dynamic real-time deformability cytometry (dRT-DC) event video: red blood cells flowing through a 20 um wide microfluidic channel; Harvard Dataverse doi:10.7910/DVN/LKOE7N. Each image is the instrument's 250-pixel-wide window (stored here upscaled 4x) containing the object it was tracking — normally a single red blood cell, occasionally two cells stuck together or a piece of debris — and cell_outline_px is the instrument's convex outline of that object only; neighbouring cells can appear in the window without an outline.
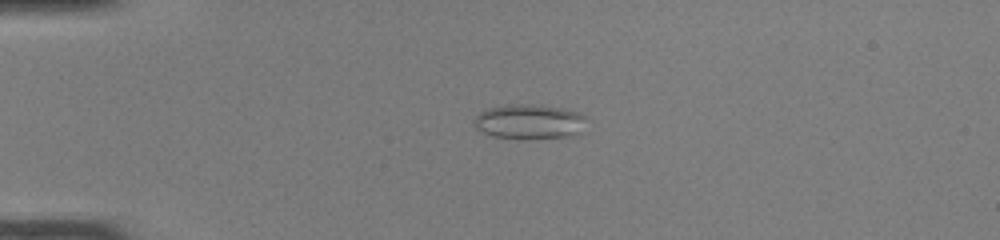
{"species": "common noctule bat (a hibernating species)", "species_latin": "Nyctalus noctula", "temperature_condition": "room temperature", "stored_images_in_passage": 38, "camera_frame_rate_fps": 3000, "um_per_image_px": 0.085, "animal": {"sex": "female", "body_mass_g": 22.0, "forearm_length_mm": 56.7}, "frame": {"image": 1, "passage_image": 1, "time_ms": 0.0, "image_size_px": [1000, 240], "cell_outline_px": [[584, 116], [576, 132], [572, 136], [492, 136], [480, 132], [476, 128], [476, 116], [480, 112], [488, 108], [508, 104], [528, 104], [564, 108], [576, 112]], "centroid_in_image_um": [44.89, 10.28], "position_along_channel_um": 40.1, "area_um2": 21.33}}
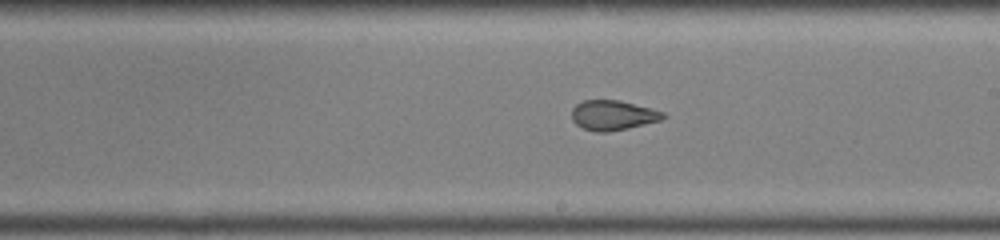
{"frame": {"image": 2, "passage_image": 18, "time_ms": 5.667, "image_size_px": [1000, 240], "cell_outline_px": [[664, 116], [660, 120], [628, 128], [608, 132], [596, 132], [584, 128], [576, 124], [572, 120], [572, 108], [576, 104], [584, 100], [620, 100], [664, 112]], "centroid_in_image_um": [52.05, 9.79], "position_along_channel_um": 236.9, "area_um2": 15.72}}
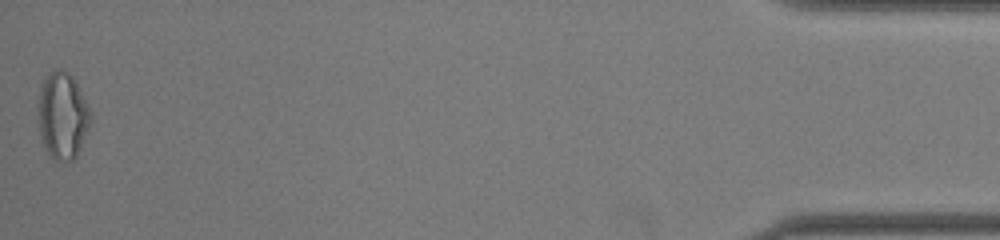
{"frame": {"image": 3, "passage_image": 38, "time_ms": 12.333, "image_size_px": [1000, 240], "cell_outline_px": [[92, 120], [80, 148], [76, 156], [72, 160], [64, 164], [56, 160], [48, 152], [40, 136], [40, 84], [56, 68], [60, 68], [68, 72], [72, 76], [92, 116]], "centroid_in_image_um": [5.34, 9.86], "position_along_channel_um": 429.9, "area_um2": 25.84}, "authors_computed_cell_mechanics": {"area_um2": 17.3111, "velocity_mm_per_s": 4.1352, "shape_relaxation_time_tau1_ms": null, "shape_relaxation_time_tau2_ms": 1.1515, "deformation_change_tau1": null, "deformation_change_tau2": 0.0707}}